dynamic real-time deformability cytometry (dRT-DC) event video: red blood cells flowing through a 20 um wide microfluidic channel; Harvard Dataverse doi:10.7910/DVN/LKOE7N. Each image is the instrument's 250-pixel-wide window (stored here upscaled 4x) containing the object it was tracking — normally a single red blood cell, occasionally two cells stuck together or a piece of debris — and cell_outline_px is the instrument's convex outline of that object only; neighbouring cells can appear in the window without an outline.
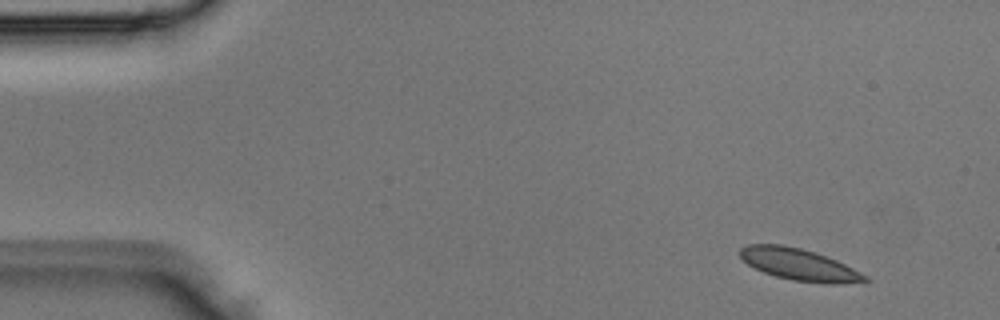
{"species": "Egyptian fruit bat (a non-hibernating species)", "species_latin": "Rousettus aegyptiacus", "temperature_condition": "room temperature", "stored_images_in_passage": 3, "camera_frame_rate_fps": 3000, "um_per_image_px": 0.085, "animal": {"sex": "male"}, "frame": {"image": 1, "passage_image": 1, "time_ms": 0.0, "image_size_px": [1000, 320], "cell_outline_px": [[868, 280], [832, 284], [828, 284], [792, 280], [776, 276], [764, 272], [748, 264], [740, 256], [740, 248], [748, 244], [780, 244], [800, 248], [836, 260], [868, 276]], "centroid_in_image_um": [67.88, 22.48], "position_along_channel_um": 17.1, "area_um2": 22.6}}